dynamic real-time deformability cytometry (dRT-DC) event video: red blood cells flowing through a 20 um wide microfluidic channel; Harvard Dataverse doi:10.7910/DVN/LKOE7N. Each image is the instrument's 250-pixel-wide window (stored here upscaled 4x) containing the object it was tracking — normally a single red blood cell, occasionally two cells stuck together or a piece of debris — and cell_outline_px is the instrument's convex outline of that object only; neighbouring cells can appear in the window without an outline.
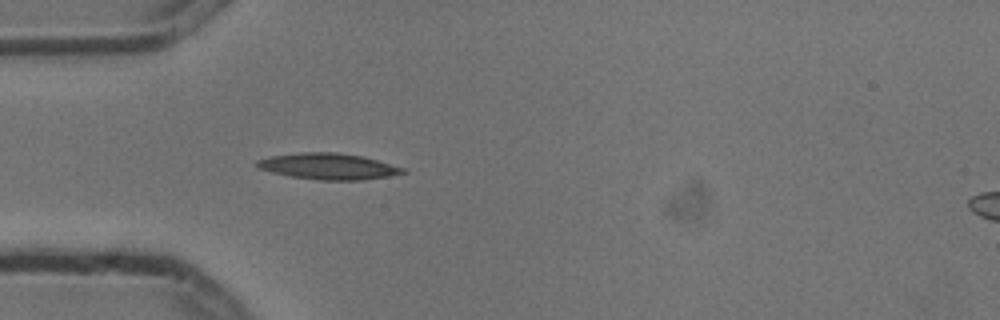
{"species": "common noctule bat (a hibernating species)", "species_latin": "Nyctalus noctula", "temperature_condition": "cold", "stored_images_in_passage": 3, "camera_frame_rate_fps": 3000, "um_per_image_px": 0.085, "animal": {"sex": "male", "body_mass_g": 13.3}, "frame": {"image": 1, "passage_image": 3, "time_ms": 0.667, "image_size_px": [1000, 320], "cell_outline_px": [[408, 172], [388, 176], [364, 180], [320, 180], [292, 176], [272, 172], [256, 168], [256, 160], [272, 156], [300, 152], [336, 152], [360, 156], [376, 160], [404, 168]], "centroid_in_image_um": [27.89, 14.14], "position_along_channel_um": 57.1, "area_um2": 22.02}}